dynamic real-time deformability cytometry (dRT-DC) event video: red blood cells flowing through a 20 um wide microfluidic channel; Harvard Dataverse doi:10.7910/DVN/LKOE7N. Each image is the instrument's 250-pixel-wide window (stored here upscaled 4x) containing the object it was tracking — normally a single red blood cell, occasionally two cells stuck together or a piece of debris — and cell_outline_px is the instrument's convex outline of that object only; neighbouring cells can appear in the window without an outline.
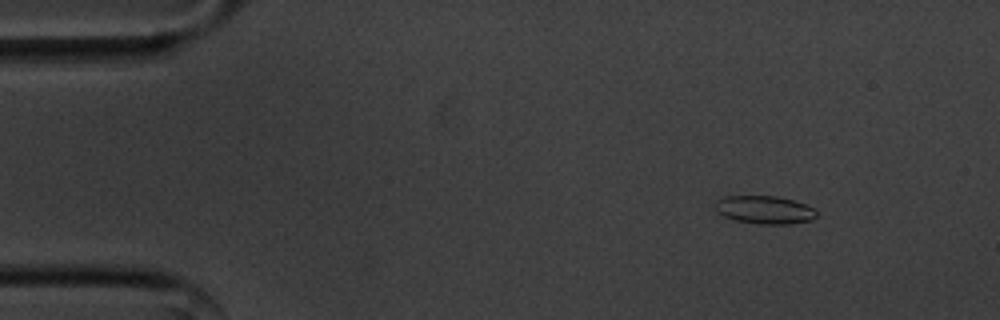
{"species": "common noctule bat (a hibernating species)", "species_latin": "Nyctalus noctula", "temperature_condition": "cold", "stored_images_in_passage": 51, "segment_of_instrument_passage": [1, 2], "camera_frame_rate_fps": 3000, "um_per_image_px": 0.085, "animal": {"sex": "male", "body_mass_g": 20.1, "forearm_length_mm": 53.5}, "frame": {"image": 1, "passage_image": 1, "time_ms": 0.0, "image_size_px": [1000, 320], "cell_outline_px": [[816, 216], [812, 220], [788, 224], [760, 224], [736, 220], [724, 216], [716, 212], [716, 200], [724, 196], [776, 196], [808, 204], [816, 212]], "centroid_in_image_um": [64.99, 17.83], "position_along_channel_um": 20.0, "area_um2": 16.53}}
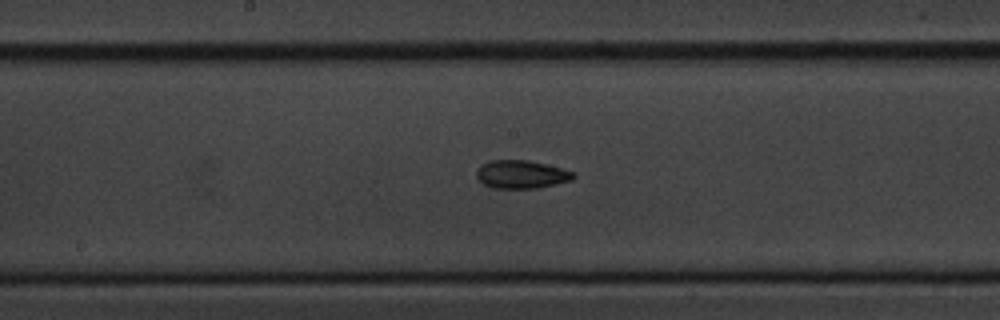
{"frame": {"image": 2, "passage_image": 23, "time_ms": 7.333, "image_size_px": [1000, 320], "cell_outline_px": [[576, 176], [572, 180], [556, 184], [536, 188], [492, 188], [484, 184], [476, 176], [476, 172], [480, 164], [488, 160], [528, 160], [576, 172]], "centroid_in_image_um": [44.3, 14.82], "position_along_channel_um": 203.9, "area_um2": 15.95}}
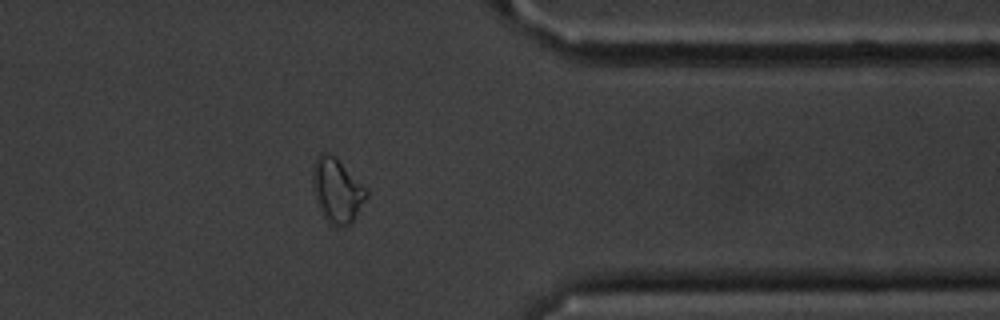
{"frame": {"image": 3, "passage_image": 39, "time_ms": 12.667, "image_size_px": [1000, 320], "cell_outline_px": [[368, 196], [352, 220], [348, 224], [336, 228], [328, 224], [324, 216], [312, 180], [312, 168], [320, 152], [328, 152], [368, 188]], "centroid_in_image_um": [28.67, 16.19], "position_along_channel_um": 382.7, "area_um2": 19.48}}